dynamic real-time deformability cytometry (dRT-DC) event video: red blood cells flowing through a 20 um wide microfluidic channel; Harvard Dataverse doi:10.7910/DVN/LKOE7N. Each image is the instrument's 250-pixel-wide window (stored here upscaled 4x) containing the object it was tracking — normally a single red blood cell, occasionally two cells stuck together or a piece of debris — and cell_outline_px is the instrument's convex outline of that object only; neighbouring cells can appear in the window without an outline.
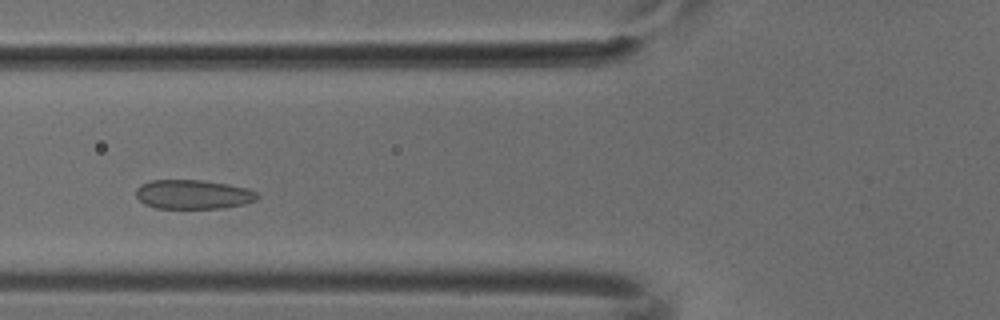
{"species": "common noctule bat (a hibernating species)", "species_latin": "Nyctalus noctula", "temperature_condition": "cold", "stored_images_in_passage": 4, "camera_frame_rate_fps": 3000, "um_per_image_px": 0.085, "animal": {"sex": "male", "body_mass_g": 18.8}, "frame": {"image": 1, "passage_image": 4, "time_ms": 1.0, "image_size_px": [1000, 320], "cell_outline_px": [[260, 196], [256, 200], [244, 204], [224, 208], [156, 208], [144, 204], [136, 196], [136, 188], [140, 184], [152, 180], [200, 180], [228, 184], [248, 188], [256, 192]], "centroid_in_image_um": [16.42, 16.52], "position_along_channel_um": 109.4, "area_um2": 20.75}}